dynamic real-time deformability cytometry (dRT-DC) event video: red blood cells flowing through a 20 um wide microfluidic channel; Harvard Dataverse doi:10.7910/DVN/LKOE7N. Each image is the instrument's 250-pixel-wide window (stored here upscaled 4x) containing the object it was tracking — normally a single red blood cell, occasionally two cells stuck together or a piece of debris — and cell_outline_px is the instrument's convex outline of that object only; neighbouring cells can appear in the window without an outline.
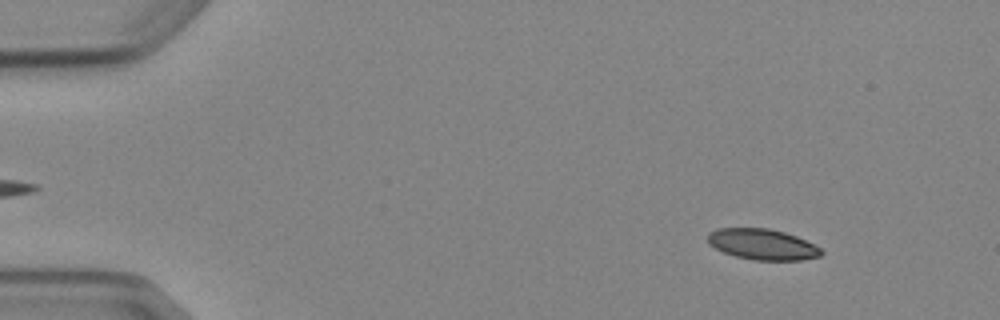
{"species": "Egyptian fruit bat (a non-hibernating species)", "species_latin": "Rousettus aegyptiacus", "temperature_condition": "cold", "stored_images_in_passage": 3, "camera_frame_rate_fps": 3000, "um_per_image_px": 0.085, "animal": {"sex": "female"}, "frame": {"image": 1, "passage_image": 1, "time_ms": 0.0, "image_size_px": [1000, 320], "cell_outline_px": [[824, 252], [820, 256], [800, 260], [752, 260], [736, 256], [724, 252], [708, 244], [708, 232], [720, 228], [768, 228], [784, 232], [796, 236], [820, 248]], "centroid_in_image_um": [64.79, 20.77], "position_along_channel_um": 20.2, "area_um2": 20.23}}